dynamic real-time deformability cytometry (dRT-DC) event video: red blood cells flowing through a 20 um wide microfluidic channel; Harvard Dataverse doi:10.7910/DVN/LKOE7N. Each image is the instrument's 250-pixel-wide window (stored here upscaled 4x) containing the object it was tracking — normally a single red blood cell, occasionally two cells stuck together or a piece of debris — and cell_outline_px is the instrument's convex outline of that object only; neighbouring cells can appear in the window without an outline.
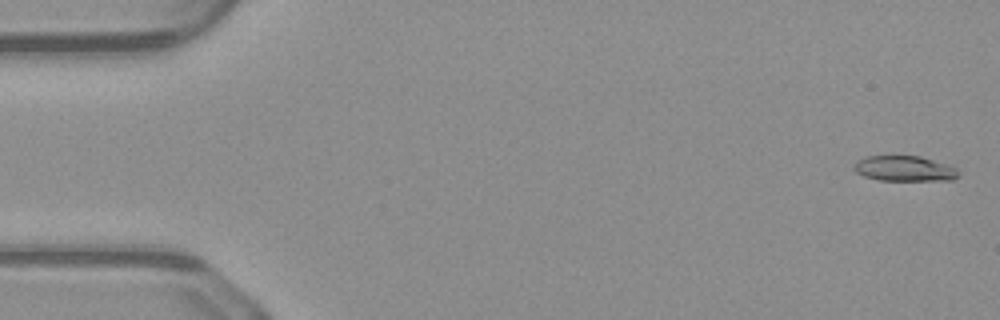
{"species": "common noctule bat (a hibernating species)", "species_latin": "Nyctalus noctula", "temperature_condition": "warm", "stored_images_in_passage": 50, "camera_frame_rate_fps": 3000, "um_per_image_px": 0.085, "animal": {"sex": "male", "body_mass_g": 23.1, "forearm_length_mm": 52.7}, "frame": {"image": 1, "passage_image": 2, "time_ms": 0.333, "image_size_px": [1000, 320], "cell_outline_px": [[960, 176], [952, 180], [880, 180], [864, 176], [856, 172], [852, 168], [856, 160], [864, 156], [920, 156], [956, 168], [960, 172]], "centroid_in_image_um": [76.85, 14.33], "position_along_channel_um": 8.2, "area_um2": 15.43}}
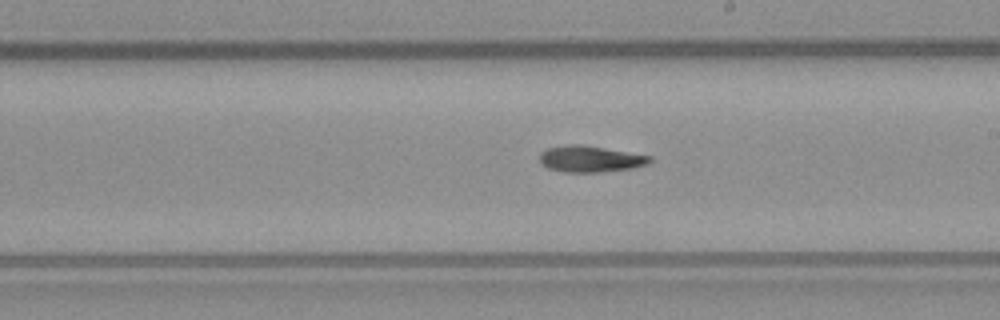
{"frame": {"image": 2, "passage_image": 29, "time_ms": 9.333, "image_size_px": [1000, 320], "cell_outline_px": [[652, 160], [648, 164], [632, 168], [600, 172], [564, 172], [548, 168], [540, 160], [540, 152], [548, 148], [568, 144], [580, 144], [652, 156]], "centroid_in_image_um": [50.18, 13.51], "position_along_channel_um": 238.8, "area_um2": 16.76}}
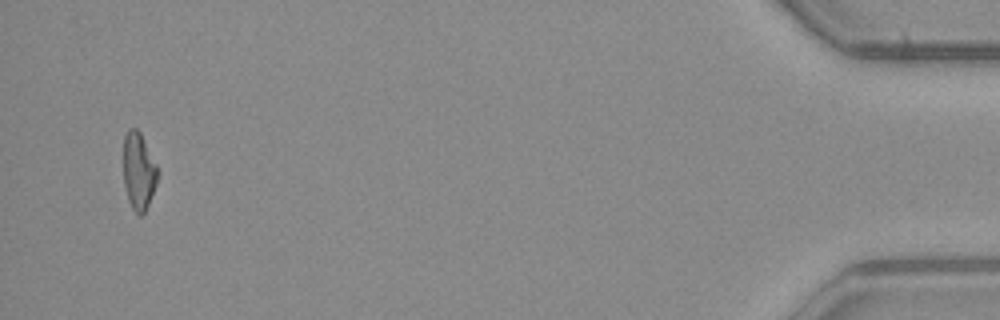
{"frame": {"image": 3, "passage_image": 49, "time_ms": 16.0, "image_size_px": [1000, 320], "cell_outline_px": [[160, 172], [156, 184], [148, 204], [144, 212], [140, 216], [132, 208], [128, 200], [124, 184], [124, 136], [128, 128], [136, 128], [140, 132]], "centroid_in_image_um": [11.79, 14.53], "position_along_channel_um": 423.4, "area_um2": 15.32}}